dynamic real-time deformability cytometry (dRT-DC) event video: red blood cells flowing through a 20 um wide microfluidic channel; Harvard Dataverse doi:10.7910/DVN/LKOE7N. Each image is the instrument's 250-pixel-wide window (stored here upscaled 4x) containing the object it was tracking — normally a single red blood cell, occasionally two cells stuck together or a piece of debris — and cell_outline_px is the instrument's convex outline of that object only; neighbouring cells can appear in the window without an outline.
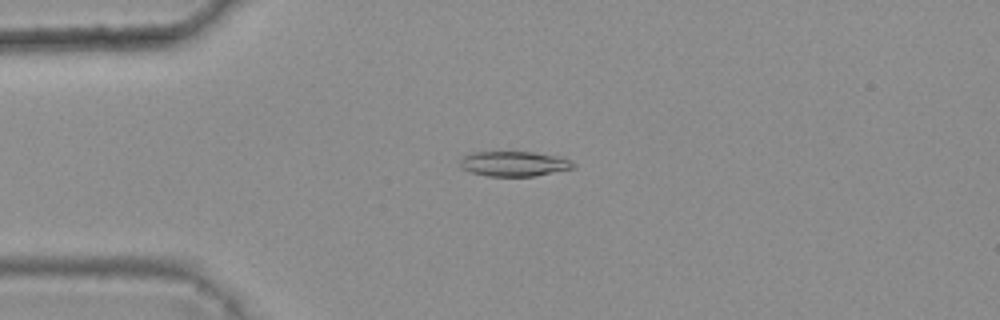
{"species": "common noctule bat (a hibernating species)", "species_latin": "Nyctalus noctula", "temperature_condition": "warm", "stored_images_in_passage": 5, "camera_frame_rate_fps": 3000, "um_per_image_px": 0.085, "animal": {"sex": "female", "body_mass_g": 25.1}, "frame": {"image": 1, "passage_image": 2, "time_ms": 0.333, "image_size_px": [1000, 320], "cell_outline_px": [[576, 168], [536, 176], [488, 176], [468, 172], [460, 168], [460, 156], [472, 152], [532, 152], [556, 156], [568, 160], [576, 164]], "centroid_in_image_um": [43.64, 13.93], "position_along_channel_um": 41.4, "area_um2": 16.7}}
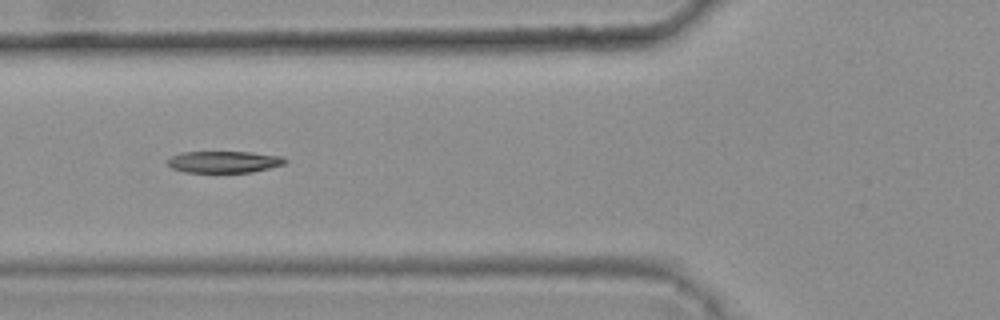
{"frame": {"image": 2, "passage_image": 4, "time_ms": 1.0, "image_size_px": [1000, 320], "cell_outline_px": [[288, 160], [284, 164], [252, 172], [184, 172], [172, 168], [168, 164], [168, 160], [172, 156], [180, 152], [252, 152], [280, 156]], "centroid_in_image_um": [19.03, 13.75], "position_along_channel_um": 106.8, "area_um2": 14.74}}
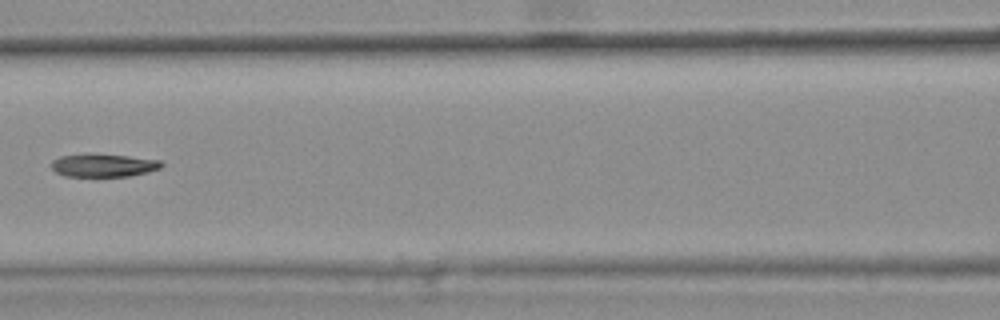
{"frame": {"image": 3, "passage_image": 5, "time_ms": 1.333, "image_size_px": [1000, 320], "cell_outline_px": [[164, 164], [160, 168], [148, 172], [128, 176], [64, 176], [56, 172], [52, 168], [52, 160], [60, 156], [128, 156], [160, 160]], "centroid_in_image_um": [8.84, 14.09], "position_along_channel_um": 157.8, "area_um2": 14.05}}